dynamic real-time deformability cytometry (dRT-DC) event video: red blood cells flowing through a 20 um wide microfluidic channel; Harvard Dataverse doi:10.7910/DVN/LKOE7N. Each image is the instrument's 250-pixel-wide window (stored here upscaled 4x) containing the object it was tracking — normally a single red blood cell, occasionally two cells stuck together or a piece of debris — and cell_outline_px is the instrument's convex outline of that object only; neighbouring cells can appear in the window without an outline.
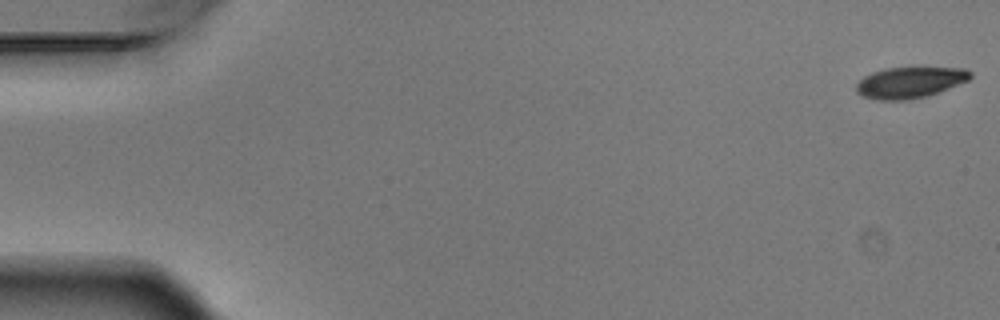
{"species": "Egyptian fruit bat (a non-hibernating species)", "species_latin": "Rousettus aegyptiacus", "temperature_condition": "warm", "stored_images_in_passage": 8, "camera_frame_rate_fps": 3000, "um_per_image_px": 0.085, "animal": {"sex": "male"}, "frame": {"image": 1, "passage_image": 1, "time_ms": 0.0, "image_size_px": [1000, 320], "cell_outline_px": [[972, 76], [968, 80], [928, 96], [908, 100], [876, 100], [864, 96], [856, 92], [856, 84], [864, 76], [872, 72], [888, 68], [964, 68], [972, 72]], "centroid_in_image_um": [77.32, 7.02], "position_along_channel_um": 7.7, "area_um2": 20.52}}
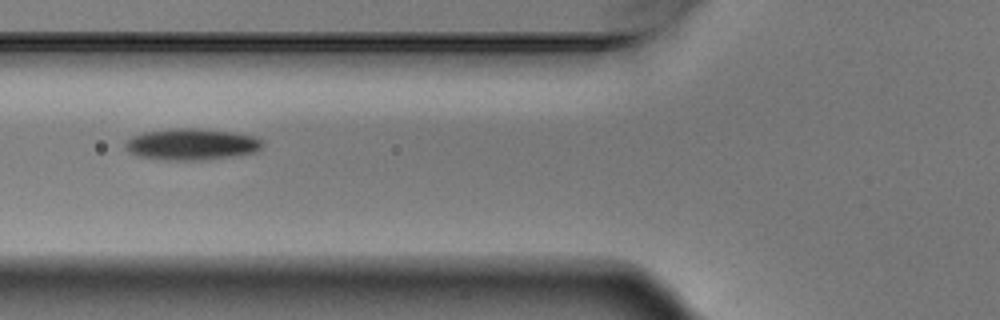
{"frame": {"image": 2, "passage_image": 6, "time_ms": 1.667, "image_size_px": [1000, 320], "cell_outline_px": [[264, 144], [260, 148], [252, 152], [228, 156], [188, 160], [176, 160], [140, 156], [128, 152], [124, 148], [124, 144], [132, 136], [144, 132], [172, 128], [196, 128], [232, 132], [252, 136], [260, 140]], "centroid_in_image_um": [16.21, 12.24], "position_along_channel_um": 109.6, "area_um2": 24.45}}
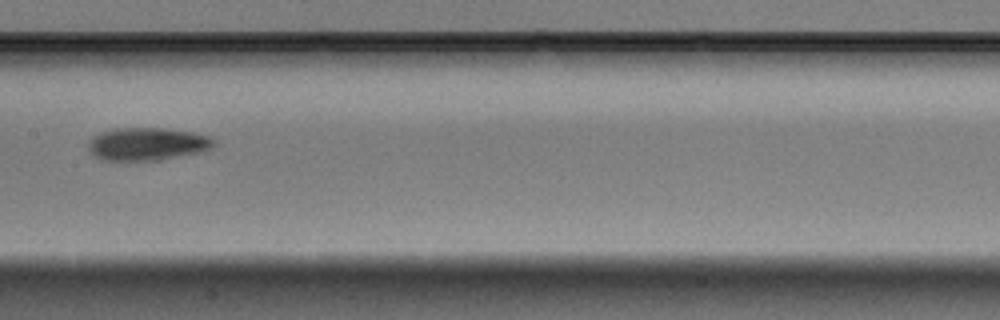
{"frame": {"image": 3, "passage_image": 8, "time_ms": 2.333, "image_size_px": [1000, 320], "cell_outline_px": [[216, 144], [212, 148], [200, 152], [160, 160], [100, 160], [88, 152], [88, 144], [92, 136], [100, 132], [116, 128], [164, 128], [192, 132], [208, 136], [216, 140]], "centroid_in_image_um": [12.5, 12.24], "position_along_channel_um": 194.9, "area_um2": 24.22}}